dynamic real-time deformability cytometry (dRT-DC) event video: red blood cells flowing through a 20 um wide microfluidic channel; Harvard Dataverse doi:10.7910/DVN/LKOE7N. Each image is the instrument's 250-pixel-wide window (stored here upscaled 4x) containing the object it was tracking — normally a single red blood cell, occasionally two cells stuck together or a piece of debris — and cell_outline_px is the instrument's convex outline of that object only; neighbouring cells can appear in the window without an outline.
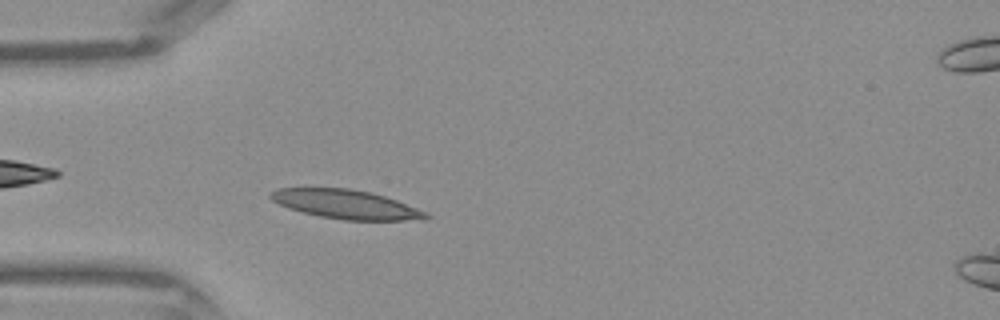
{"species": "Egyptian fruit bat (a non-hibernating species)", "species_latin": "Rousettus aegyptiacus", "temperature_condition": "warm", "stored_images_in_passage": 38, "camera_frame_rate_fps": 3000, "um_per_image_px": 0.085, "frame": {"image": 1, "passage_image": 8, "time_ms": 2.333, "image_size_px": [1000, 320], "cell_outline_px": [[432, 216], [428, 220], [344, 220], [320, 216], [288, 208], [272, 200], [268, 196], [272, 192], [280, 188], [352, 188], [372, 192], [396, 200], [428, 212]], "centroid_in_image_um": [29.48, 17.37], "position_along_channel_um": 55.5, "area_um2": 26.3}}
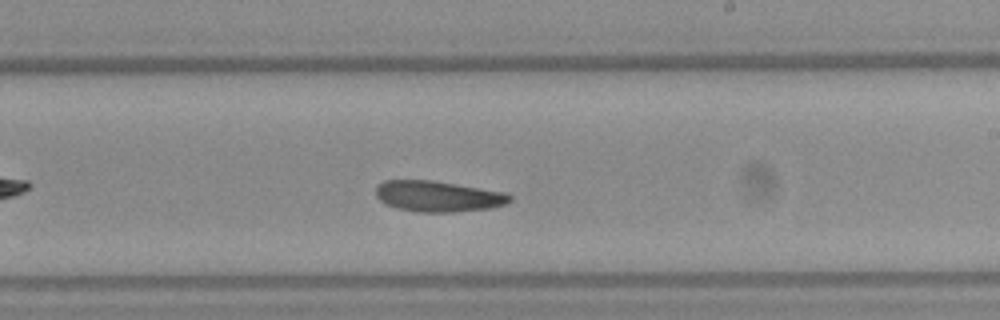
{"frame": {"image": 2, "passage_image": 21, "time_ms": 6.667, "image_size_px": [1000, 320], "cell_outline_px": [[512, 200], [504, 204], [488, 208], [452, 212], [416, 212], [396, 208], [380, 200], [376, 196], [376, 184], [384, 180], [432, 180], [504, 192], [512, 196]], "centroid_in_image_um": [37.19, 16.68], "position_along_channel_um": 251.8, "area_um2": 23.99}}
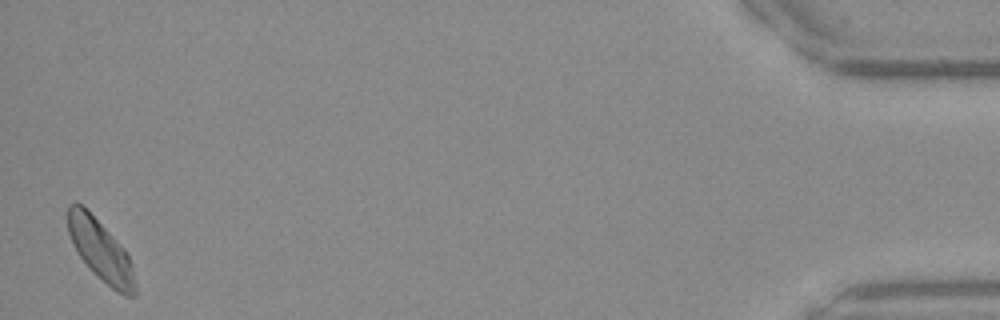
{"frame": {"image": 3, "passage_image": 38, "time_ms": 12.333, "image_size_px": [1000, 320], "cell_outline_px": [[136, 296], [124, 296], [116, 292], [76, 252], [72, 244], [68, 232], [68, 204], [80, 204], [124, 248], [132, 264], [136, 284]], "centroid_in_image_um": [8.58, 21.32], "position_along_channel_um": 426.6, "area_um2": 23.06}}